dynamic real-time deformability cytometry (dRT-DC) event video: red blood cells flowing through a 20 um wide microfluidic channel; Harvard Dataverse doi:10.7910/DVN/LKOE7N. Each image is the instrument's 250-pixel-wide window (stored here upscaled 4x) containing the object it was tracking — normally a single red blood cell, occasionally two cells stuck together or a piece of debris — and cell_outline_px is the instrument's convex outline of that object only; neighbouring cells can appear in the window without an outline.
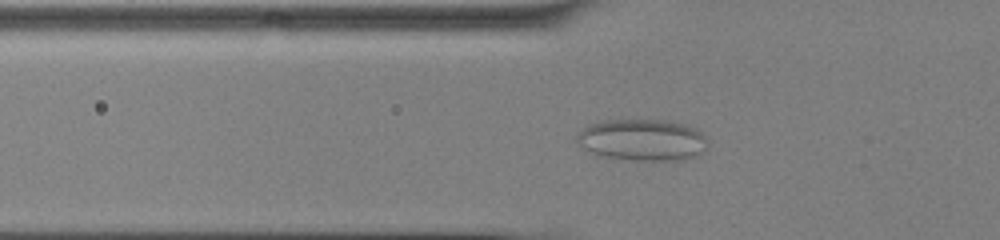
{"species": "common noctule bat (a hibernating species)", "species_latin": "Nyctalus noctula", "temperature_condition": "cold", "stored_images_in_passage": 53, "camera_frame_rate_fps": 3000, "um_per_image_px": 0.085, "animal": {"sex": "male", "body_mass_g": 13.0, "forearm_length_mm": 53.1}, "frame": {"image": 1, "passage_image": 19, "time_ms": 6.0, "image_size_px": [1000, 240], "cell_outline_px": [[704, 152], [696, 156], [684, 160], [636, 160], [596, 156], [584, 148], [576, 140], [576, 132], [588, 124], [600, 120], [664, 120], [684, 124], [696, 128], [704, 136]], "centroid_in_image_um": [54.53, 11.89], "position_along_channel_um": 71.3, "area_um2": 31.91}}
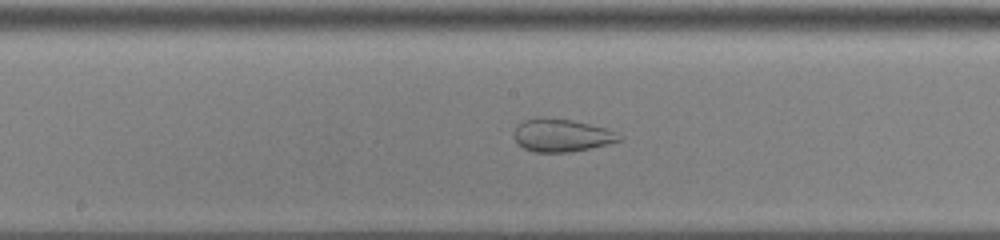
{"frame": {"image": 2, "passage_image": 29, "time_ms": 9.333, "image_size_px": [1000, 240], "cell_outline_px": [[624, 140], [608, 144], [568, 152], [536, 152], [524, 148], [512, 136], [516, 124], [524, 120], [544, 116], [568, 120], [608, 128], [624, 136]], "centroid_in_image_um": [47.75, 11.49], "position_along_channel_um": 200.5, "area_um2": 20.23}}
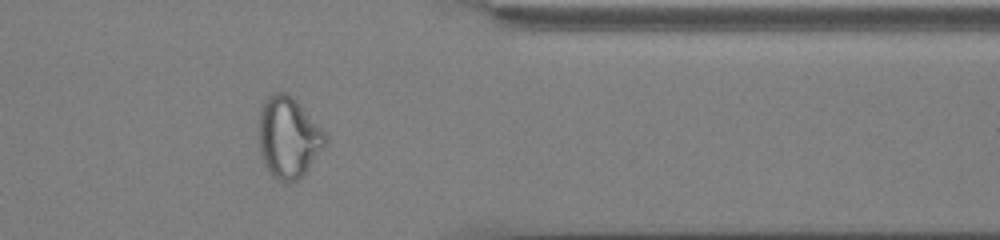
{"frame": {"image": 3, "passage_image": 44, "time_ms": 14.333, "image_size_px": [1000, 240], "cell_outline_px": [[328, 140], [308, 168], [296, 180], [276, 180], [272, 176], [264, 164], [260, 156], [260, 108], [264, 100], [268, 96], [276, 92], [284, 92], [292, 96], [296, 100], [328, 136]], "centroid_in_image_um": [24.5, 11.65], "position_along_channel_um": 386.9, "area_um2": 30.81}}